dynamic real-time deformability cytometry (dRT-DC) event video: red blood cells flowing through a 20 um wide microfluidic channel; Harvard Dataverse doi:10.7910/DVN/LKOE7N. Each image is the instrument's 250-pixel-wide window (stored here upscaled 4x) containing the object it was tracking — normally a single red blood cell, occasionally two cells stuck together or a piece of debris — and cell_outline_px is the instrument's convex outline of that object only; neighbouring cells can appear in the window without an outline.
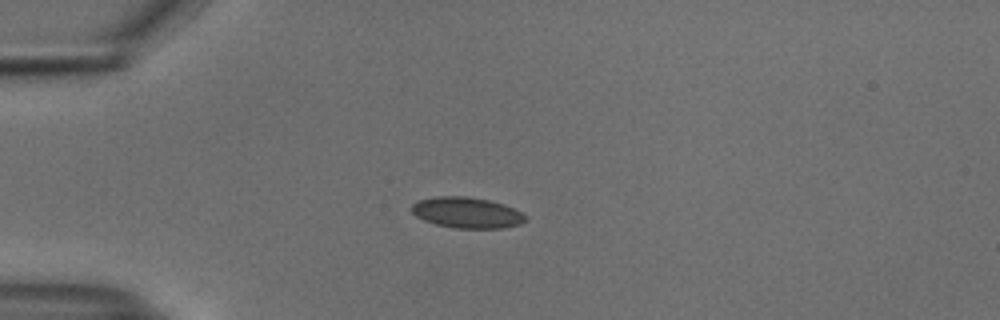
{"species": "common noctule bat (a hibernating species)", "species_latin": "Nyctalus noctula", "temperature_condition": "cold", "stored_images_in_passage": 41, "camera_frame_rate_fps": 3000, "um_per_image_px": 0.085, "animal": {"sex": "male", "body_mass_g": 18.8}, "frame": {"image": 1, "passage_image": 1, "time_ms": 0.0, "image_size_px": [1000, 320], "cell_outline_px": [[528, 220], [520, 224], [500, 228], [456, 228], [436, 224], [424, 220], [416, 216], [408, 208], [412, 204], [420, 200], [436, 196], [464, 196], [488, 200], [504, 204], [528, 216]], "centroid_in_image_um": [39.67, 18.07], "position_along_channel_um": 45.3, "area_um2": 20.46}}
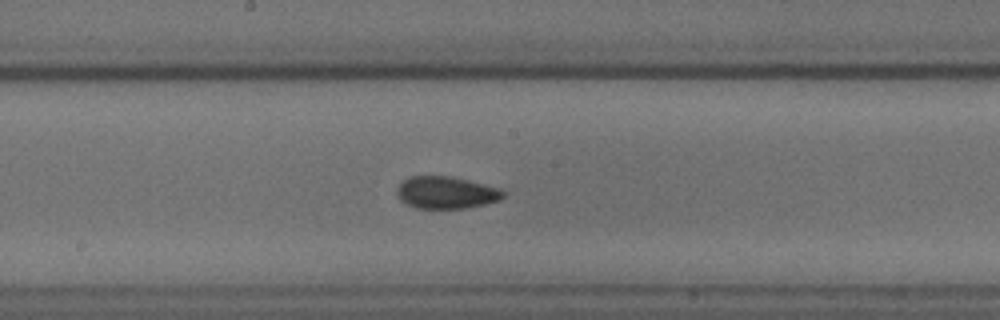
{"frame": {"image": 2, "passage_image": 16, "time_ms": 5.0, "image_size_px": [1000, 320], "cell_outline_px": [[504, 196], [500, 200], [468, 208], [416, 208], [400, 200], [396, 192], [396, 188], [408, 176], [448, 176], [468, 180], [500, 188], [504, 192]], "centroid_in_image_um": [37.91, 16.37], "position_along_channel_um": 210.3, "area_um2": 19.88}}
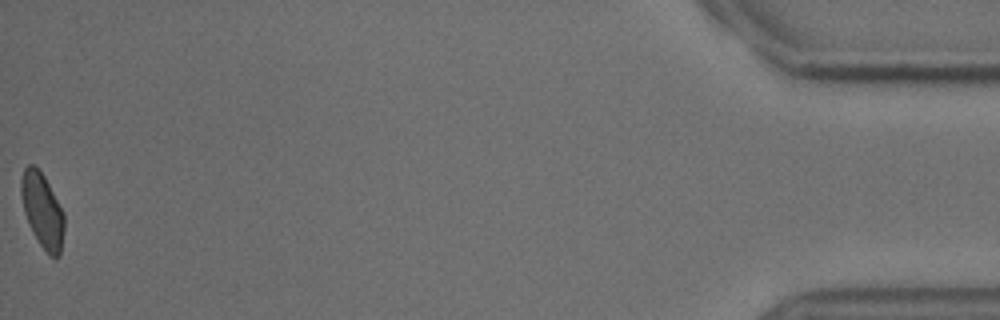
{"frame": {"image": 3, "passage_image": 41, "time_ms": 13.333, "image_size_px": [1000, 320], "cell_outline_px": [[64, 232], [60, 252], [56, 260], [48, 256], [32, 232], [28, 224], [24, 212], [20, 192], [20, 180], [24, 168], [28, 164], [36, 164], [44, 176], [64, 216]], "centroid_in_image_um": [3.57, 17.9], "position_along_channel_um": 431.6, "area_um2": 18.79}, "authors_computed_cell_mechanics": {"area_um2": 19.652, "velocity_mm_per_s": 3.7468, "shape_relaxation_time_tau1_ms": 5.9083, "shape_relaxation_time_tau2_ms": 1.8406, "deformation_change_tau1": 0.0993, "deformation_change_tau2": 0.0336}}